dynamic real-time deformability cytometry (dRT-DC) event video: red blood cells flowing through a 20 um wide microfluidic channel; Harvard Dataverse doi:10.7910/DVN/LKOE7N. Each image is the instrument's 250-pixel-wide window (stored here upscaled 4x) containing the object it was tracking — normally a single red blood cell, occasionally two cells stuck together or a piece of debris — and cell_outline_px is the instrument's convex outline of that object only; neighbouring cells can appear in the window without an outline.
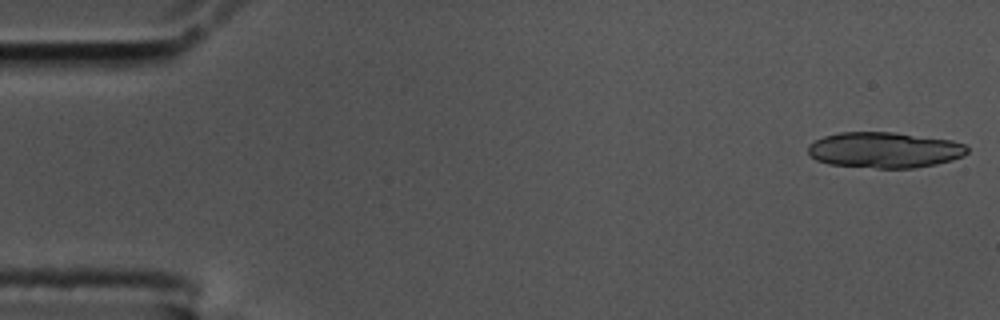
{"species": "common noctule bat (a hibernating species)", "species_latin": "Nyctalus noctula", "temperature_condition": "cold", "stored_images_in_passage": 16, "camera_frame_rate_fps": 3000, "um_per_image_px": 0.085, "animal": {"sex": "male", "body_mass_g": 17.5, "forearm_length_mm": 52.3}, "frame": {"image": 1, "passage_image": 1, "time_ms": 0.0, "image_size_px": [1000, 320], "cell_outline_px": [[968, 152], [964, 156], [952, 160], [936, 164], [912, 168], [876, 168], [828, 164], [816, 160], [808, 156], [808, 144], [824, 136], [840, 132], [892, 132], [952, 140], [964, 144], [968, 148]], "centroid_in_image_um": [75.16, 12.75], "position_along_channel_um": 9.8, "area_um2": 33.35}}